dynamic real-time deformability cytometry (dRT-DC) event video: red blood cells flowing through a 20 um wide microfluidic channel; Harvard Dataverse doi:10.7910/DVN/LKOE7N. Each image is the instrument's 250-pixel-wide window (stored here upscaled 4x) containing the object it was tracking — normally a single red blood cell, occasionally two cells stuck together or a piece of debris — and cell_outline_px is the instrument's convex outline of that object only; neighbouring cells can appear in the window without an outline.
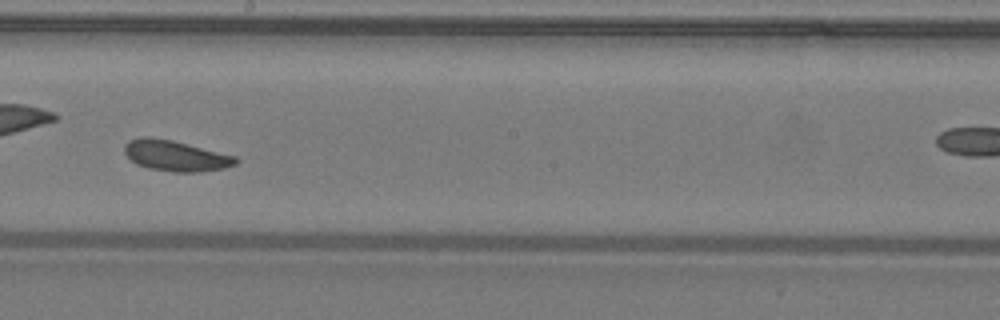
{"species": "common noctule bat (a hibernating species)", "species_latin": "Nyctalus noctula", "temperature_condition": "warm", "stored_images_in_passage": 34, "camera_frame_rate_fps": 3000, "um_per_image_px": 0.085, "animal": {"sex": "male", "body_mass_g": 19.2, "forearm_length_mm": 51.8}, "frame": {"image": 1, "passage_image": 15, "time_ms": 4.667, "image_size_px": [1000, 320], "cell_outline_px": [[240, 160], [236, 164], [224, 168], [200, 172], [172, 172], [148, 168], [136, 164], [124, 152], [124, 144], [128, 140], [140, 136], [152, 136], [172, 140], [236, 156]], "centroid_in_image_um": [14.91, 13.23], "position_along_channel_um": 233.3, "area_um2": 20.11}, "authors_computed_cell_mechanics": {"area_um2": 19.941, "velocity_mm_per_s": 4.219, "shape_relaxation_time_tau1_ms": 9.8293, "shape_relaxation_time_tau2_ms": 6.9825, "deformation_change_tau1": 0.163, "deformation_change_tau2": 0.1265}}